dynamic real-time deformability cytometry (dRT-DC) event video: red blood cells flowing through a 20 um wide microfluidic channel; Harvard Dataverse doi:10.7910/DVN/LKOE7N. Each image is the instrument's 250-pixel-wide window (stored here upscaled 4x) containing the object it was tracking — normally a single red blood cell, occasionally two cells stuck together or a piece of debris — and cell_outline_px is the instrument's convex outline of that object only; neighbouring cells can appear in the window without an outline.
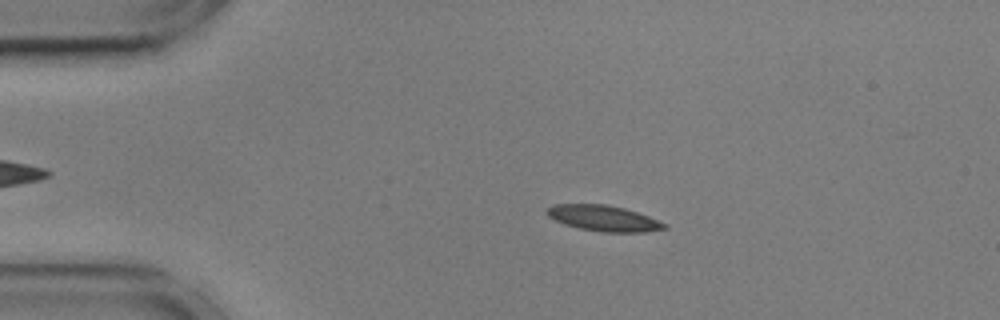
{"species": "common noctule bat (a hibernating species)", "species_latin": "Nyctalus noctula", "temperature_condition": "cold", "stored_images_in_passage": 48, "camera_frame_rate_fps": 3000, "um_per_image_px": 0.085, "animal": {"sex": "male", "body_mass_g": 17.9, "forearm_length_mm": 54.2}, "frame": {"image": 1, "passage_image": 3, "time_ms": 0.667, "image_size_px": [1000, 320], "cell_outline_px": [[668, 228], [644, 232], [600, 232], [580, 228], [564, 224], [548, 216], [544, 212], [544, 208], [552, 204], [604, 204], [624, 208], [648, 216], [668, 224]], "centroid_in_image_um": [51.27, 18.54], "position_along_channel_um": 33.7, "area_um2": 17.74}}
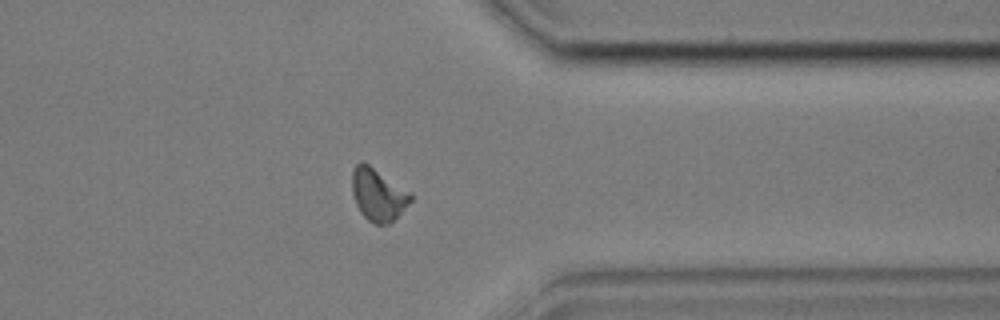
{"frame": {"image": 2, "passage_image": 36, "time_ms": 11.667, "image_size_px": [1000, 320], "cell_outline_px": [[412, 200], [388, 224], [376, 224], [368, 220], [360, 212], [356, 204], [352, 192], [352, 172], [356, 164], [360, 160], [368, 164], [412, 192]], "centroid_in_image_um": [32.13, 16.52], "position_along_channel_um": 379.3, "area_um2": 17.74}}
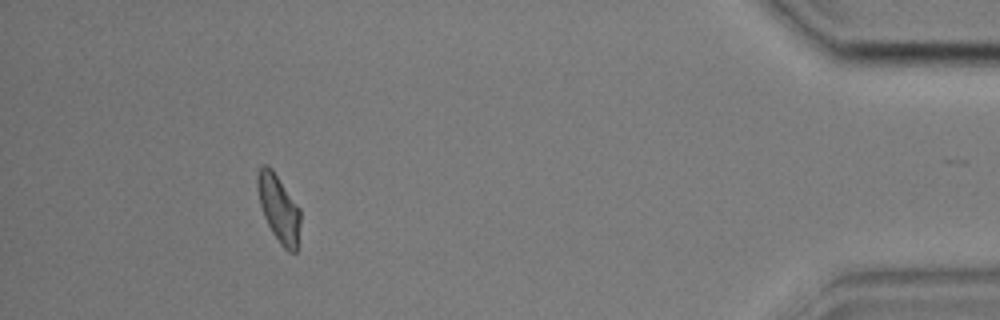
{"frame": {"image": 3, "passage_image": 43, "time_ms": 14.0, "image_size_px": [1000, 320], "cell_outline_px": [[300, 224], [296, 252], [288, 252], [280, 244], [272, 232], [264, 216], [260, 204], [256, 188], [256, 176], [260, 168], [264, 164], [268, 164], [272, 168], [300, 208]], "centroid_in_image_um": [23.68, 17.69], "position_along_channel_um": 411.5, "area_um2": 16.88}, "authors_computed_cell_mechanics": {"area_um2": 17.1377, "velocity_mm_per_s": 3.5816, "shape_relaxation_time_tau1_ms": null, "shape_relaxation_time_tau2_ms": 6.7373, "deformation_change_tau1": null, "deformation_change_tau2": 0.1198}}